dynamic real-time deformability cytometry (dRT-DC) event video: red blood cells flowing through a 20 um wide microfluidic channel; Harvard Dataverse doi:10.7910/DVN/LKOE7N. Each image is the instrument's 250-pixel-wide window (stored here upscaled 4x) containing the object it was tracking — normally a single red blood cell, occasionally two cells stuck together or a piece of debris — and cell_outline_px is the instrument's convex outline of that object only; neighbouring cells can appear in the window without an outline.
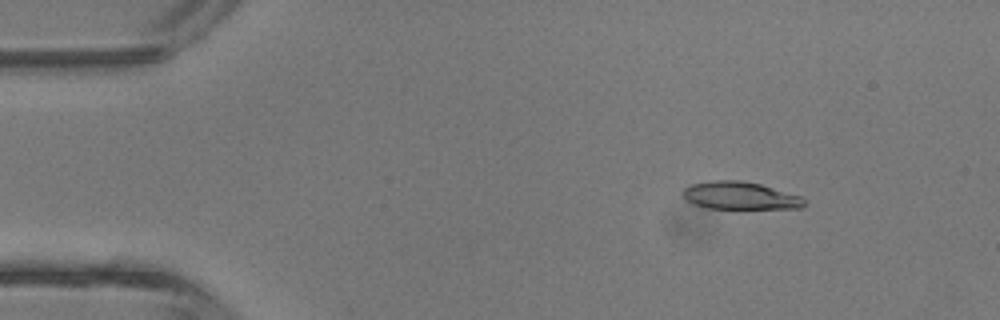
{"species": "common noctule bat (a hibernating species)", "species_latin": "Nyctalus noctula", "temperature_condition": "room temperature", "stored_images_in_passage": 43, "camera_frame_rate_fps": 3000, "um_per_image_px": 0.085, "animal": {"sex": "male", "body_mass_g": 13.3}, "frame": {"image": 1, "passage_image": 6, "time_ms": 1.667, "image_size_px": [1000, 320], "cell_outline_px": [[808, 204], [800, 208], [708, 208], [696, 204], [688, 200], [684, 196], [684, 188], [692, 184], [712, 180], [740, 180], [760, 184], [800, 196]], "centroid_in_image_um": [62.93, 16.62], "position_along_channel_um": 22.1, "area_um2": 19.19}}
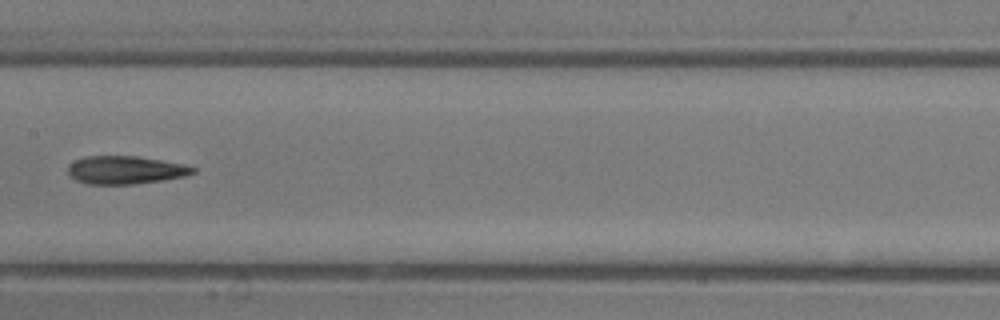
{"frame": {"image": 2, "passage_image": 22, "time_ms": 7.0, "image_size_px": [1000, 320], "cell_outline_px": [[196, 172], [184, 176], [164, 180], [132, 184], [88, 184], [76, 180], [68, 176], [68, 168], [76, 160], [88, 156], [136, 156], [184, 164], [196, 168]], "centroid_in_image_um": [10.67, 14.45], "position_along_channel_um": 196.7, "area_um2": 20.29}}
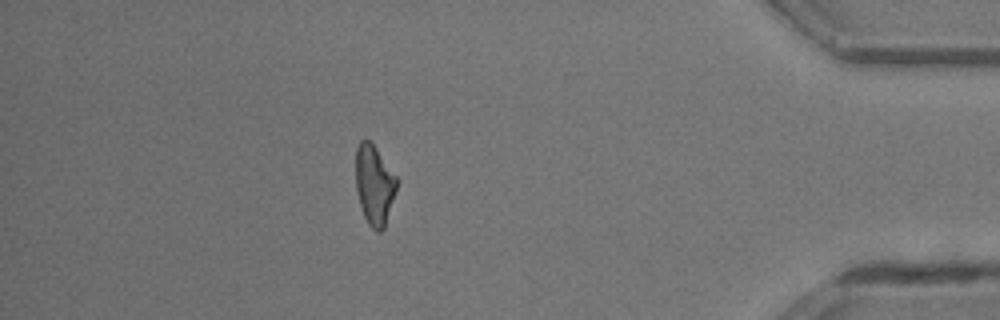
{"frame": {"image": 3, "passage_image": 38, "time_ms": 12.333, "image_size_px": [1000, 320], "cell_outline_px": [[400, 180], [384, 228], [380, 232], [376, 232], [368, 224], [364, 216], [360, 204], [356, 188], [356, 148], [360, 140], [368, 140], [376, 148]], "centroid_in_image_um": [31.84, 15.72], "position_along_channel_um": 403.4, "area_um2": 19.19}, "authors_computed_cell_mechanics": {"area_um2": 20.0566, "velocity_mm_per_s": 4.7578, "shape_relaxation_time_tau1_ms": 5.3354, "shape_relaxation_time_tau2_ms": 3.0106, "deformation_change_tau1": 0.1825, "deformation_change_tau2": 0.1339}}